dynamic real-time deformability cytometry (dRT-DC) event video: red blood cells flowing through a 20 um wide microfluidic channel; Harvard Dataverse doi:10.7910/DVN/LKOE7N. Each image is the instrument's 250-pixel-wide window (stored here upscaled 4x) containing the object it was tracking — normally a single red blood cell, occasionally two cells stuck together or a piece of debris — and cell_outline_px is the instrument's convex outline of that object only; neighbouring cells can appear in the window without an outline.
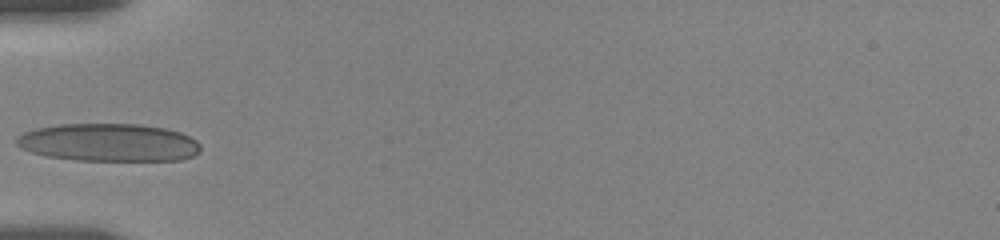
{"species": "human", "species_latin": "Homo sapiens", "temperature_condition": "room temperature", "stored_images_in_passage": 20, "camera_frame_rate_fps": 3000, "um_per_image_px": 0.085, "donor": {"sex": "female"}, "frame": {"image": 1, "passage_image": 1, "time_ms": 0.0, "image_size_px": [1000, 240], "cell_outline_px": [[200, 152], [192, 156], [180, 160], [76, 160], [48, 156], [32, 152], [20, 148], [16, 144], [16, 136], [24, 132], [36, 128], [60, 124], [140, 124], [164, 128], [180, 132], [196, 140], [200, 144]], "centroid_in_image_um": [9.23, 12.11], "position_along_channel_um": 75.8, "area_um2": 40.58}}
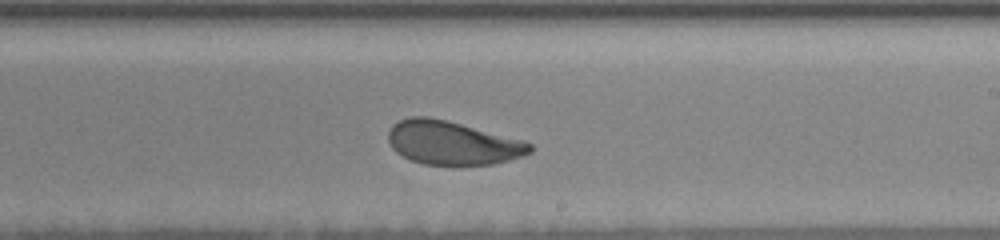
{"frame": {"image": 2, "passage_image": 9, "time_ms": 5.0, "image_size_px": [1000, 240], "cell_outline_px": [[532, 152], [508, 160], [492, 164], [424, 164], [412, 160], [396, 152], [392, 148], [388, 140], [388, 132], [392, 124], [400, 120], [412, 116], [428, 116], [448, 120], [524, 140], [532, 144]], "centroid_in_image_um": [38.44, 12.12], "position_along_channel_um": 250.6, "area_um2": 35.89}}
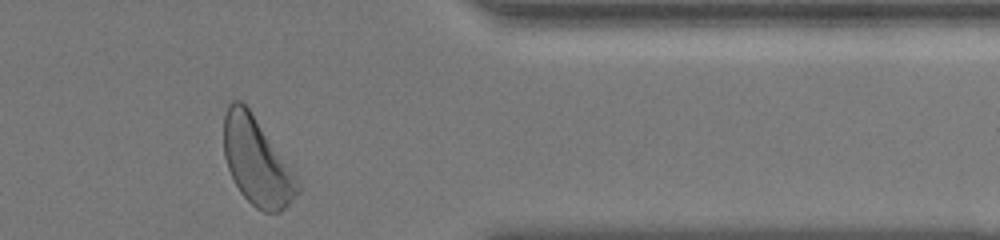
{"frame": {"image": 3, "passage_image": 20, "time_ms": 9.333, "image_size_px": [1000, 240], "cell_outline_px": [[300, 192], [280, 212], [264, 212], [256, 208], [240, 192], [228, 168], [224, 156], [224, 116], [228, 104], [232, 100], [240, 100], [248, 108], [300, 180]], "centroid_in_image_um": [21.84, 13.74], "position_along_channel_um": 389.6, "area_um2": 37.22}, "authors_computed_cell_mechanics": {"area_um2": 36.6741, "velocity_mm_per_s": 3.478, "shape_relaxation_time_tau1_ms": 2.4813, "shape_relaxation_time_tau2_ms": 4.0414, "deformation_change_tau1": 0.116, "deformation_change_tau2": 0.0902}}